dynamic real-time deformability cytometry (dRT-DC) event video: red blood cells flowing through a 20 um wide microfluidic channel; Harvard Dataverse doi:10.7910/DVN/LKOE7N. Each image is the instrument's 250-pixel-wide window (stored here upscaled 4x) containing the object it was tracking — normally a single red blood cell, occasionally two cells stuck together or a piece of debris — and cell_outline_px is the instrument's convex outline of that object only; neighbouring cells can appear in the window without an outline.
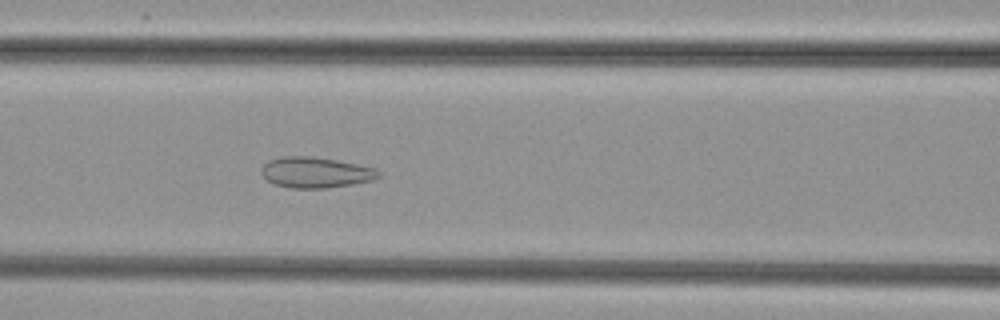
{"species": "common noctule bat (a hibernating species)", "species_latin": "Nyctalus noctula", "temperature_condition": "cold", "stored_images_in_passage": 36, "camera_frame_rate_fps": 3000, "um_per_image_px": 0.085, "animal": {"sex": "female", "body_mass_g": 29.2, "forearm_length_mm": 56.3}, "frame": {"image": 1, "passage_image": 6, "time_ms": 1.667, "image_size_px": [1000, 320], "cell_outline_px": [[380, 176], [376, 180], [328, 188], [292, 188], [276, 184], [268, 180], [260, 172], [260, 168], [268, 160], [280, 156], [312, 156], [336, 160], [376, 168], [380, 172]], "centroid_in_image_um": [26.84, 14.65], "position_along_channel_um": 139.8, "area_um2": 21.1}}
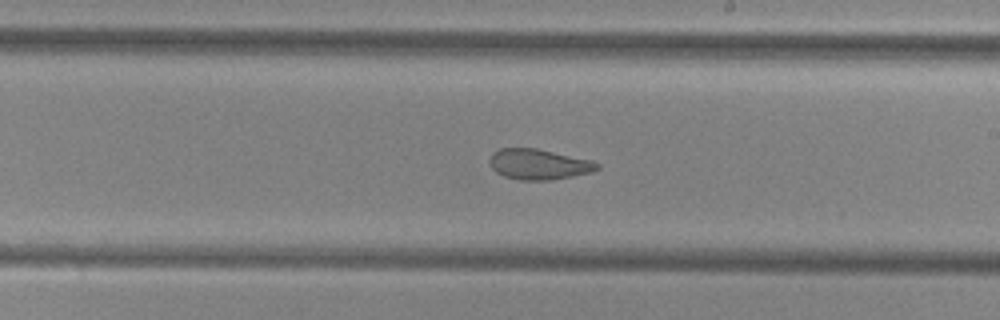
{"frame": {"image": 2, "passage_image": 14, "time_ms": 4.333, "image_size_px": [1000, 320], "cell_outline_px": [[600, 168], [592, 172], [552, 180], [520, 180], [504, 176], [496, 172], [492, 168], [488, 160], [492, 152], [500, 148], [536, 148], [592, 160], [600, 164]], "centroid_in_image_um": [45.79, 13.96], "position_along_channel_um": 243.2, "area_um2": 19.25}}
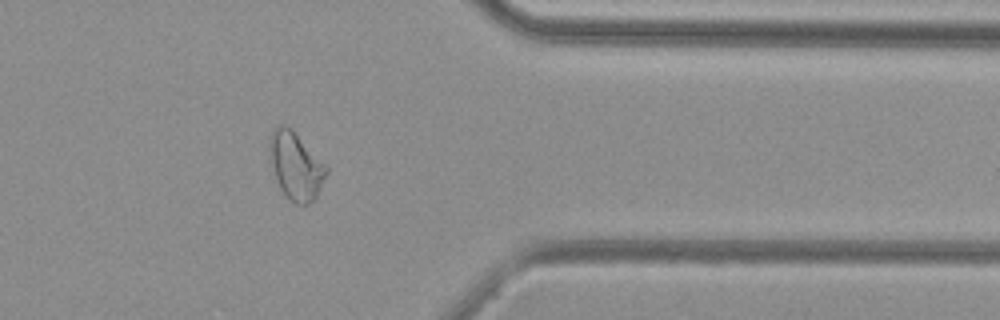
{"frame": {"image": 3, "passage_image": 26, "time_ms": 8.333, "image_size_px": [1000, 320], "cell_outline_px": [[328, 172], [316, 196], [308, 204], [296, 204], [284, 196], [276, 180], [268, 148], [268, 140], [276, 124], [284, 124], [328, 164]], "centroid_in_image_um": [25.14, 14.1], "position_along_channel_um": 386.3, "area_um2": 22.31}}